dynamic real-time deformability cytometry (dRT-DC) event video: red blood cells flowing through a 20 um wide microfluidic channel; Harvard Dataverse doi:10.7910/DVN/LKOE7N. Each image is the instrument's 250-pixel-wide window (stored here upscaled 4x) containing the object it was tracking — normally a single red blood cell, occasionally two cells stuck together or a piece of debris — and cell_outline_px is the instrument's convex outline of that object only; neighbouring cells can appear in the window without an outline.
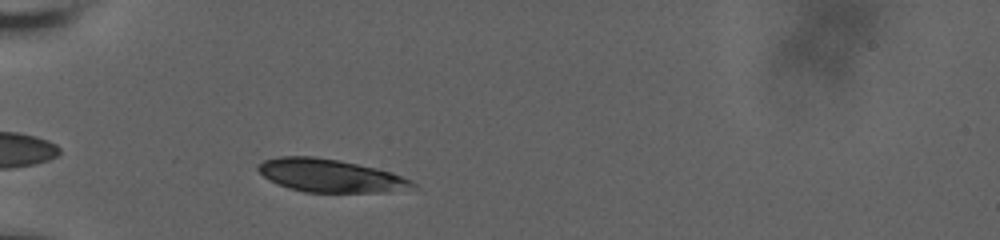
{"species": "human", "species_latin": "Homo sapiens", "temperature_condition": "room temperature", "stored_images_in_passage": 35, "camera_frame_rate_fps": 3000, "um_per_image_px": 0.085, "donor": {"sex": "male"}, "frame": {"image": 1, "passage_image": 4, "time_ms": 1.0, "image_size_px": [1000, 240], "cell_outline_px": [[416, 184], [388, 192], [304, 192], [288, 188], [264, 176], [256, 168], [264, 160], [280, 156], [312, 156], [340, 160], [376, 168], [392, 172], [412, 180]], "centroid_in_image_um": [28.04, 14.91], "position_along_channel_um": 57.0, "area_um2": 29.25}}
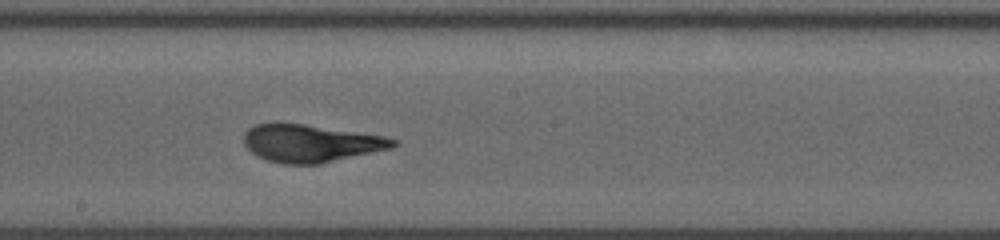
{"frame": {"image": 2, "passage_image": 19, "time_ms": 6.0, "image_size_px": [1000, 240], "cell_outline_px": [[400, 144], [392, 148], [320, 164], [280, 164], [256, 156], [244, 144], [244, 132], [248, 128], [256, 124], [272, 120], [276, 120], [304, 124], [384, 136], [400, 140]], "centroid_in_image_um": [26.38, 12.15], "position_along_channel_um": 221.8, "area_um2": 33.35}}
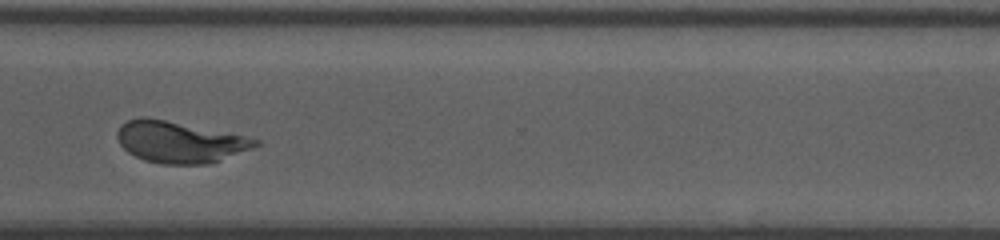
{"frame": {"image": 3, "passage_image": 30, "time_ms": 9.667, "image_size_px": [1000, 240], "cell_outline_px": [[260, 144], [252, 148], [208, 164], [160, 164], [144, 160], [128, 152], [120, 144], [116, 136], [116, 132], [120, 124], [128, 120], [140, 116], [144, 116], [244, 136], [260, 140]], "centroid_in_image_um": [15.2, 12.07], "position_along_channel_um": 355.4, "area_um2": 32.95}, "authors_computed_cell_mechanics": {"area_um2": 32.8304, "velocity_mm_per_s": 3.6442, "shape_relaxation_time_tau1_ms": 4.5106, "shape_relaxation_time_tau2_ms": null, "deformation_change_tau1": 0.1809, "deformation_change_tau2": null}}